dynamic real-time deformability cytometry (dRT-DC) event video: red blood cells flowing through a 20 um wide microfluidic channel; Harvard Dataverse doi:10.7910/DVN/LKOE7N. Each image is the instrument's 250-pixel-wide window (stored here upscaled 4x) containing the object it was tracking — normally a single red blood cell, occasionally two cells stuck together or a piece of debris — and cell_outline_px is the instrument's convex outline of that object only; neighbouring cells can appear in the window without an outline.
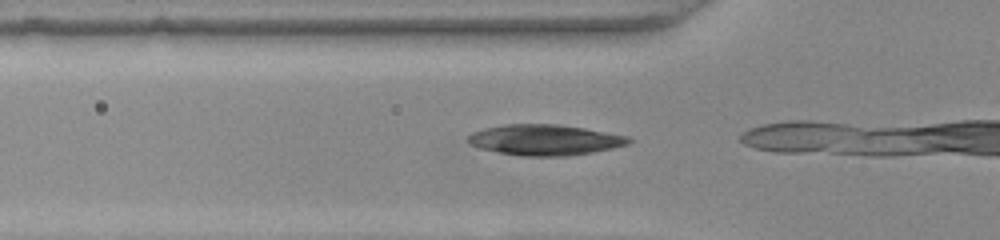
{"species": "common noctule bat (a hibernating species)", "species_latin": "Nyctalus noctula", "temperature_condition": "warm", "stored_images_in_passage": 4, "camera_frame_rate_fps": 3000, "um_per_image_px": 0.085, "animal": {"sex": "female", "body_mass_g": 22.0, "forearm_length_mm": 56.7}, "frame": {"image": 1, "passage_image": 2, "time_ms": 0.333, "image_size_px": [1000, 240], "cell_outline_px": [[632, 140], [628, 144], [612, 148], [592, 152], [568, 156], [524, 156], [500, 152], [480, 148], [472, 144], [468, 140], [468, 136], [472, 132], [484, 128], [508, 124], [556, 124], [584, 128], [628, 136]], "centroid_in_image_um": [46.33, 11.89], "position_along_channel_um": 79.5, "area_um2": 28.44}}